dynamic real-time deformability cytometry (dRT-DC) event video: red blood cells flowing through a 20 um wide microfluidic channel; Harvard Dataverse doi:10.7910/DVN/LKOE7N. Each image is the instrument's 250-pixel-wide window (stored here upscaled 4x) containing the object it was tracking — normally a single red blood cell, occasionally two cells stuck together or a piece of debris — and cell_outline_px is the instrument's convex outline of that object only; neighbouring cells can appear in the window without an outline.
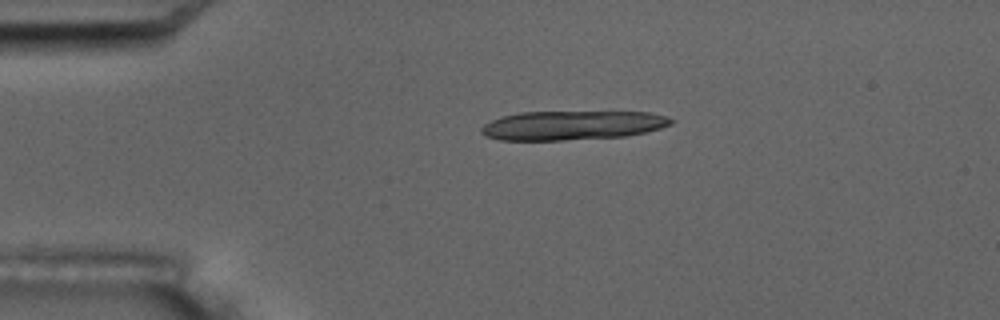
{"species": "common noctule bat (a hibernating species)", "species_latin": "Nyctalus noctula", "temperature_condition": "room temperature", "stored_images_in_passage": 6, "camera_frame_rate_fps": 3000, "um_per_image_px": 0.085, "animal": {"sex": "male", "body_mass_g": 17.5, "forearm_length_mm": 52.3}, "frame": {"image": 1, "passage_image": 4, "time_ms": 3.333, "image_size_px": [1000, 320], "cell_outline_px": [[676, 120], [672, 124], [660, 128], [644, 132], [624, 136], [564, 140], [500, 140], [484, 136], [480, 132], [480, 128], [484, 124], [492, 120], [504, 116], [520, 112], [648, 112], [664, 116]], "centroid_in_image_um": [48.61, 10.65], "position_along_channel_um": 36.4, "area_um2": 32.14}}